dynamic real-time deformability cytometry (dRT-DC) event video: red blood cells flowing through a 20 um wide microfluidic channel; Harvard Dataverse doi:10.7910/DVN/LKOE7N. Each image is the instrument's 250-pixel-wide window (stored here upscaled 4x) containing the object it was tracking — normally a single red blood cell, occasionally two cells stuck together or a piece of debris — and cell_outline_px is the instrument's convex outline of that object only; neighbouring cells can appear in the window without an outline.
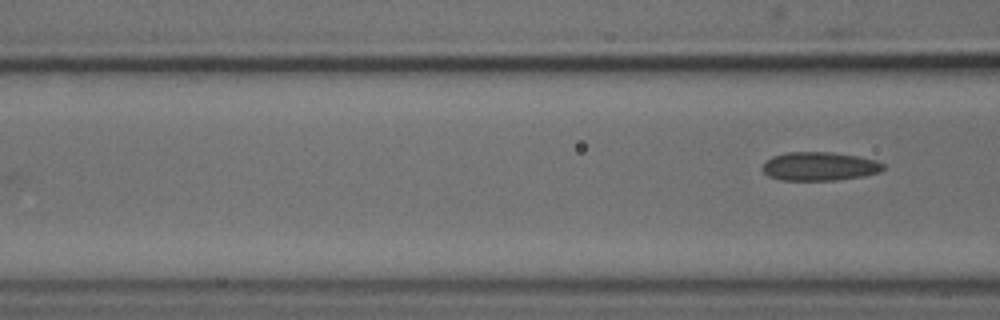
{"species": "common noctule bat (a hibernating species)", "species_latin": "Nyctalus noctula", "temperature_condition": "cold", "stored_images_in_passage": 3, "camera_frame_rate_fps": 3000, "um_per_image_px": 0.085, "animal": {"sex": "male", "body_mass_g": 18.8}, "frame": {"image": 1, "passage_image": 3, "time_ms": 2.333, "image_size_px": [1000, 320], "cell_outline_px": [[884, 168], [880, 172], [864, 176], [836, 180], [780, 180], [768, 176], [760, 168], [772, 156], [788, 152], [832, 152], [856, 156], [876, 160], [884, 164]], "centroid_in_image_um": [69.65, 14.14], "position_along_channel_um": 96.9, "area_um2": 20.17}}